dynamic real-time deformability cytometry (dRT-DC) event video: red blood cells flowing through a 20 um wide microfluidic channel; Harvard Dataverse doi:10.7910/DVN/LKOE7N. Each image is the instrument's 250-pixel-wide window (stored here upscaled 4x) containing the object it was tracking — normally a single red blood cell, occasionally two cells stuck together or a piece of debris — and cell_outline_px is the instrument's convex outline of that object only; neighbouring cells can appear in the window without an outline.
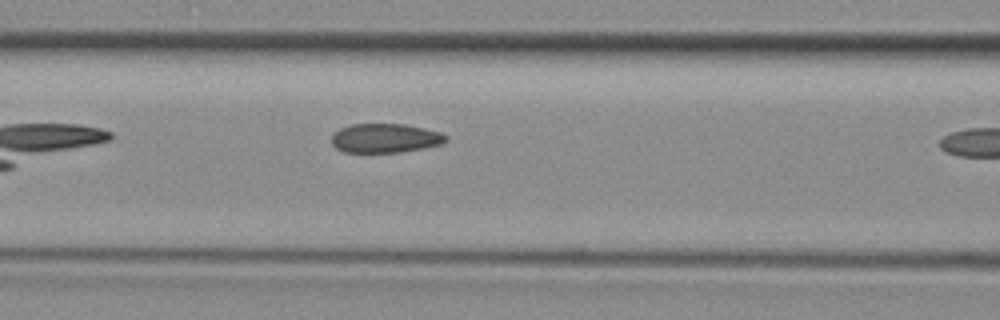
{"species": "common noctule bat (a hibernating species)", "species_latin": "Nyctalus noctula", "temperature_condition": "room temperature", "stored_images_in_passage": 9, "camera_frame_rate_fps": 3000, "um_per_image_px": 0.085, "animal": {"sex": "female", "body_mass_g": 29.2, "forearm_length_mm": 56.3}, "frame": {"image": 1, "passage_image": 8, "time_ms": 2.333, "image_size_px": [1000, 320], "cell_outline_px": [[448, 140], [440, 144], [424, 148], [400, 152], [344, 152], [336, 148], [332, 144], [332, 136], [340, 128], [352, 124], [404, 124], [424, 128], [440, 132], [448, 136]], "centroid_in_image_um": [32.75, 11.74], "position_along_channel_um": 133.8, "area_um2": 19.36}}